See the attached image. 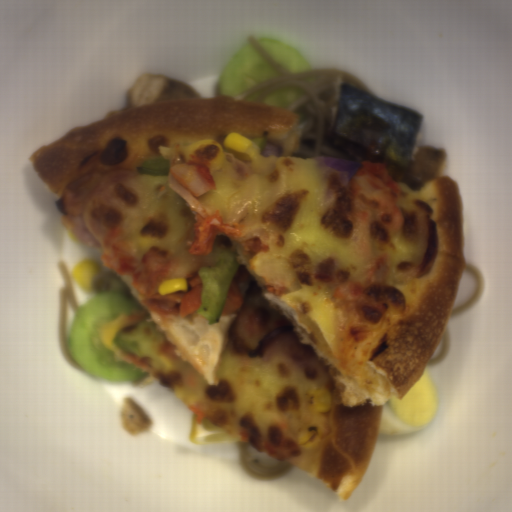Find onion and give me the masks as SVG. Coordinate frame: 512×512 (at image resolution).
Here are the masks:
<instances>
[{
	"label": "onion",
	"instance_id": "onion-1",
	"mask_svg": "<svg viewBox=\"0 0 512 512\" xmlns=\"http://www.w3.org/2000/svg\"><path fill=\"white\" fill-rule=\"evenodd\" d=\"M319 162L327 165L333 171L344 178L348 184L350 180L366 165L353 160L340 159L334 157H312Z\"/></svg>",
	"mask_w": 512,
	"mask_h": 512
},
{
	"label": "onion",
	"instance_id": "onion-2",
	"mask_svg": "<svg viewBox=\"0 0 512 512\" xmlns=\"http://www.w3.org/2000/svg\"><path fill=\"white\" fill-rule=\"evenodd\" d=\"M282 150H283V146L265 141L261 152L266 157L271 156V155H276L281 158Z\"/></svg>",
	"mask_w": 512,
	"mask_h": 512
}]
</instances>
